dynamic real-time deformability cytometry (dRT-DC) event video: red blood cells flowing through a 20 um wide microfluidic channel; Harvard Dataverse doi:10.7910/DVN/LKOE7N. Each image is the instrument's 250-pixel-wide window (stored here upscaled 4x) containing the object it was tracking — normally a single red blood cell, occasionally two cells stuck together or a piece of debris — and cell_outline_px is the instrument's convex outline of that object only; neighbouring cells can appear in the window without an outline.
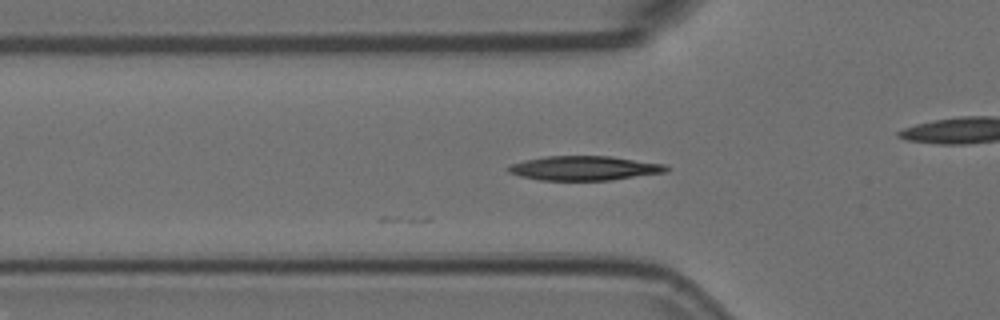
{"species": "Egyptian fruit bat (a non-hibernating species)", "species_latin": "Rousettus aegyptiacus", "temperature_condition": "room temperature", "stored_images_in_passage": 16, "camera_frame_rate_fps": 3000, "um_per_image_px": 0.085, "animal": {"sex": "female"}, "frame": {"image": 1, "passage_image": 2, "time_ms": 0.333, "image_size_px": [1000, 320], "cell_outline_px": [[668, 172], [608, 180], [540, 180], [520, 176], [508, 172], [504, 168], [508, 164], [524, 160], [544, 156], [612, 156], [664, 164], [668, 168]], "centroid_in_image_um": [49.6, 14.29], "position_along_channel_um": 76.2, "area_um2": 22.54}}
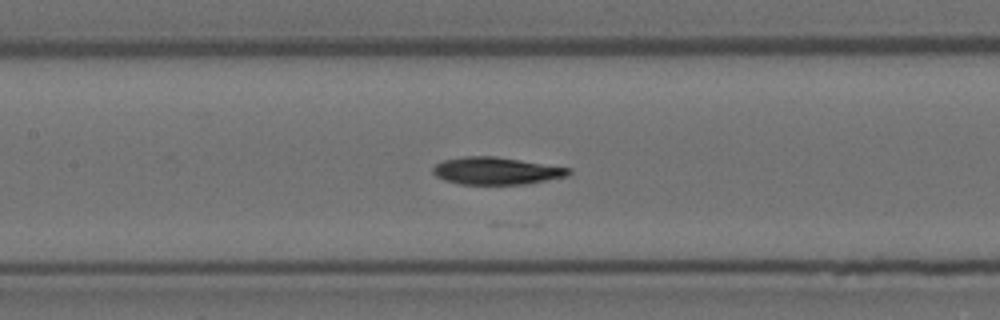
{"frame": {"image": 2, "passage_image": 9, "time_ms": 2.667, "image_size_px": [1000, 320], "cell_outline_px": [[572, 172], [568, 176], [524, 184], [460, 184], [444, 180], [436, 176], [432, 172], [432, 168], [436, 164], [444, 160], [464, 156], [496, 156], [572, 168]], "centroid_in_image_um": [42.19, 14.52], "position_along_channel_um": 165.2, "area_um2": 21.68}}
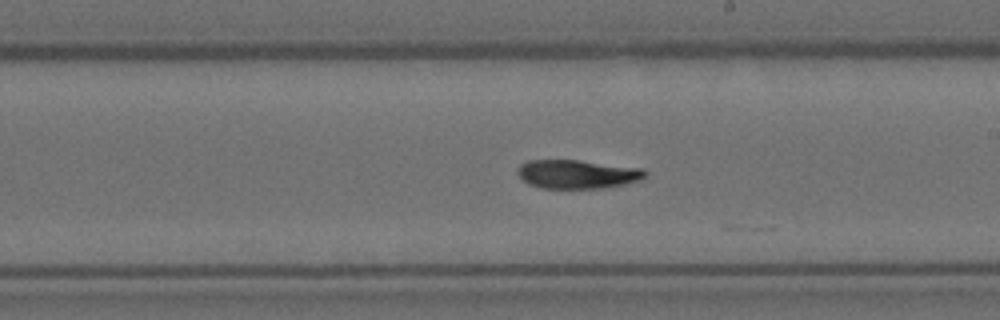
{"frame": {"image": 3, "passage_image": 15, "time_ms": 4.667, "image_size_px": [1000, 320], "cell_outline_px": [[648, 176], [640, 180], [624, 184], [604, 188], [540, 188], [528, 184], [516, 172], [516, 168], [520, 164], [528, 160], [576, 160], [644, 168], [648, 172]], "centroid_in_image_um": [49.09, 14.8], "position_along_channel_um": 239.9, "area_um2": 21.56}}